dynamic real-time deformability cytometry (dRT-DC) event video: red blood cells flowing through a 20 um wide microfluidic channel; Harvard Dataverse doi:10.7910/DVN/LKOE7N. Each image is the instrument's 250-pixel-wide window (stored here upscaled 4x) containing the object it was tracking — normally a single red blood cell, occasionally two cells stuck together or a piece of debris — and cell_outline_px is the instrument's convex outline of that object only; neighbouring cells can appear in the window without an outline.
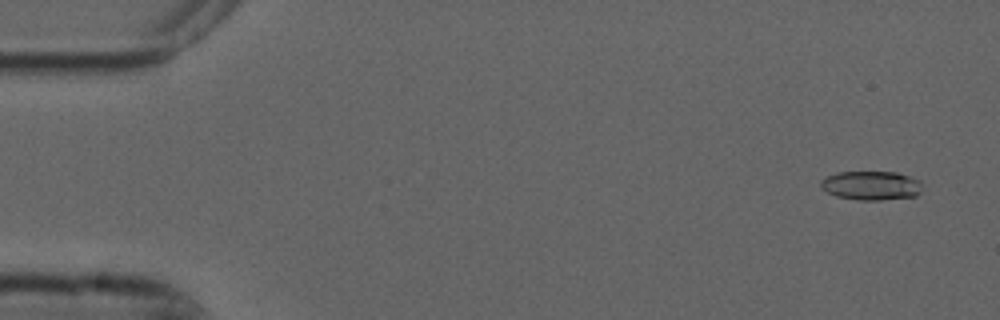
{"species": "common noctule bat (a hibernating species)", "species_latin": "Nyctalus noctula", "temperature_condition": "cold", "stored_images_in_passage": 6, "camera_frame_rate_fps": 3000, "um_per_image_px": 0.085, "animal": {"sex": "male", "forearm_length_mm": 52.5}, "frame": {"image": 1, "passage_image": 1, "time_ms": 0.0, "image_size_px": [1000, 320], "cell_outline_px": [[920, 192], [916, 196], [880, 200], [856, 200], [836, 196], [820, 188], [820, 180], [836, 172], [896, 172], [920, 180]], "centroid_in_image_um": [74.02, 15.77], "position_along_channel_um": 11.0, "area_um2": 17.17}}
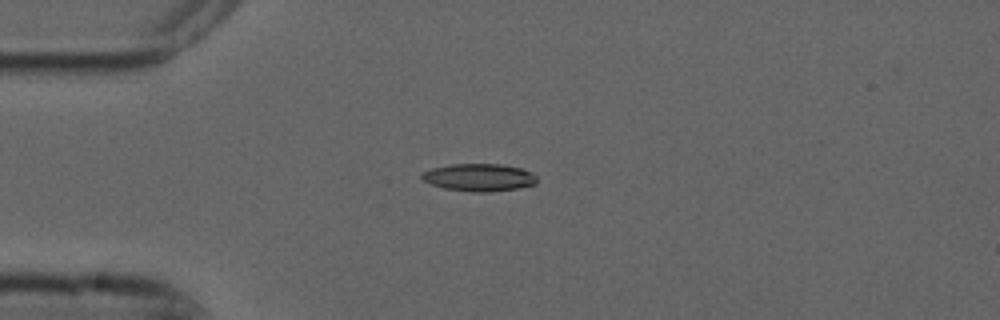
{"frame": {"image": 2, "passage_image": 4, "time_ms": 1.0, "image_size_px": [1000, 320], "cell_outline_px": [[536, 184], [520, 188], [488, 192], [472, 192], [444, 188], [432, 184], [424, 180], [420, 176], [424, 172], [432, 168], [452, 164], [500, 164], [520, 168], [532, 172], [536, 176]], "centroid_in_image_um": [40.75, 15.08], "position_along_channel_um": 44.2, "area_um2": 18.38}}
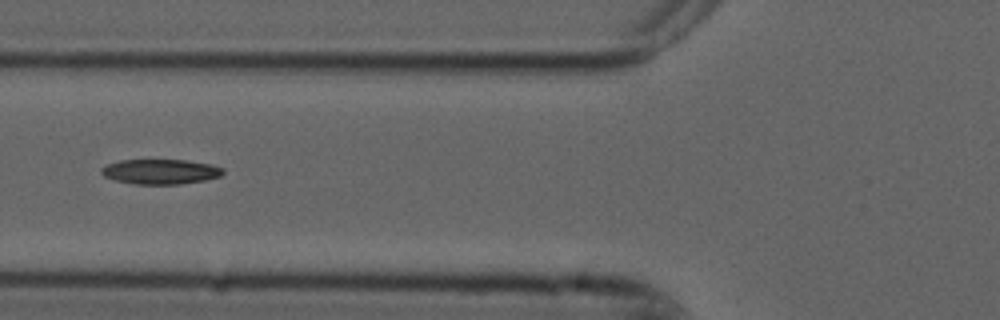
{"frame": {"image": 3, "passage_image": 6, "time_ms": 1.667, "image_size_px": [1000, 320], "cell_outline_px": [[224, 172], [220, 176], [204, 180], [180, 184], [136, 184], [112, 180], [104, 176], [100, 172], [100, 168], [108, 164], [120, 160], [184, 160], [212, 164], [224, 168]], "centroid_in_image_um": [13.62, 14.59], "position_along_channel_um": 112.2, "area_um2": 17.74}}